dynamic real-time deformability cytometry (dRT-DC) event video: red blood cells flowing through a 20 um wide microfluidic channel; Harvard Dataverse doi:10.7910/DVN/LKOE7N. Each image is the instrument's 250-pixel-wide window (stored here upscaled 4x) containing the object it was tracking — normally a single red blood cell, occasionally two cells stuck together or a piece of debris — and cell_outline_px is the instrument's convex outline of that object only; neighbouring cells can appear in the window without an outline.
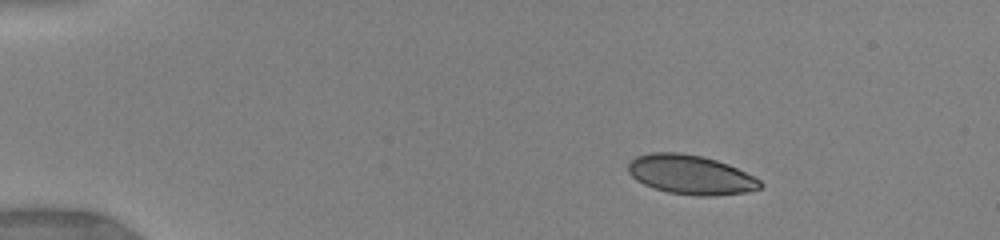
{"species": "human", "species_latin": "Homo sapiens", "temperature_condition": "warm", "stored_images_in_passage": 35, "camera_frame_rate_fps": 3000, "um_per_image_px": 0.085, "donor": {"sex": "female"}, "frame": {"image": 1, "passage_image": 1, "time_ms": 0.0, "image_size_px": [1000, 240], "cell_outline_px": [[764, 184], [760, 188], [748, 192], [716, 196], [696, 196], [668, 192], [652, 188], [636, 180], [628, 172], [628, 164], [636, 156], [652, 152], [680, 152], [700, 156], [716, 160], [728, 164], [760, 180]], "centroid_in_image_um": [58.7, 14.86], "position_along_channel_um": 26.3, "area_um2": 30.29}}
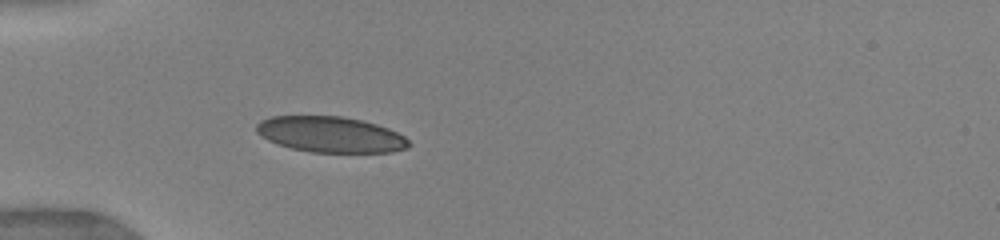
{"frame": {"image": 2, "passage_image": 12, "time_ms": 2.667, "image_size_px": [1000, 240], "cell_outline_px": [[412, 144], [408, 148], [392, 152], [312, 152], [292, 148], [276, 144], [260, 136], [256, 132], [256, 124], [260, 120], [272, 116], [340, 116], [360, 120], [376, 124], [388, 128], [404, 136]], "centroid_in_image_um": [28.08, 11.43], "position_along_channel_um": 56.9, "area_um2": 31.85}}